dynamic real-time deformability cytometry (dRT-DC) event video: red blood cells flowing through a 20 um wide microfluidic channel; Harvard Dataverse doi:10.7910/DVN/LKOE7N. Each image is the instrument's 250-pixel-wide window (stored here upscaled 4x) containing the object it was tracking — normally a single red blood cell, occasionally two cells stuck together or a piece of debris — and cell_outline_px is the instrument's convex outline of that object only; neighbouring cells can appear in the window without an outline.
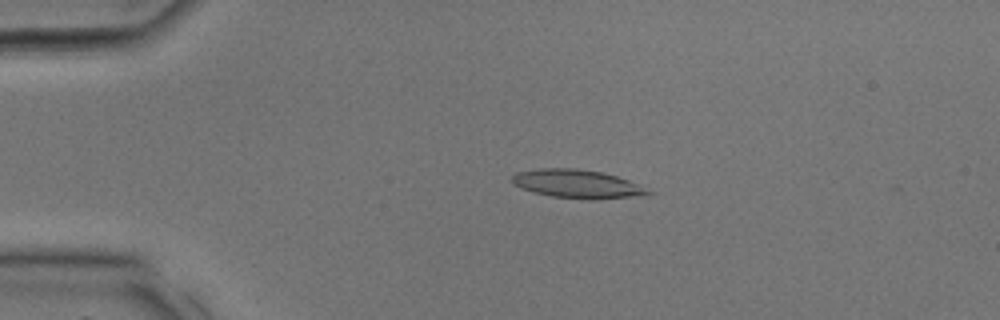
{"species": "common noctule bat (a hibernating species)", "species_latin": "Nyctalus noctula", "temperature_condition": "room temperature", "stored_images_in_passage": 6, "camera_frame_rate_fps": 3000, "um_per_image_px": 0.085, "animal": {"sex": "male", "body_mass_g": 17.9, "forearm_length_mm": 54.2}, "frame": {"image": 1, "passage_image": 1, "time_ms": 0.0, "image_size_px": [1000, 320], "cell_outline_px": [[652, 192], [644, 196], [552, 196], [532, 192], [520, 188], [512, 184], [512, 176], [516, 172], [540, 168], [576, 168], [600, 172], [616, 176], [628, 180]], "centroid_in_image_um": [48.92, 15.57], "position_along_channel_um": 36.1, "area_um2": 21.27}}
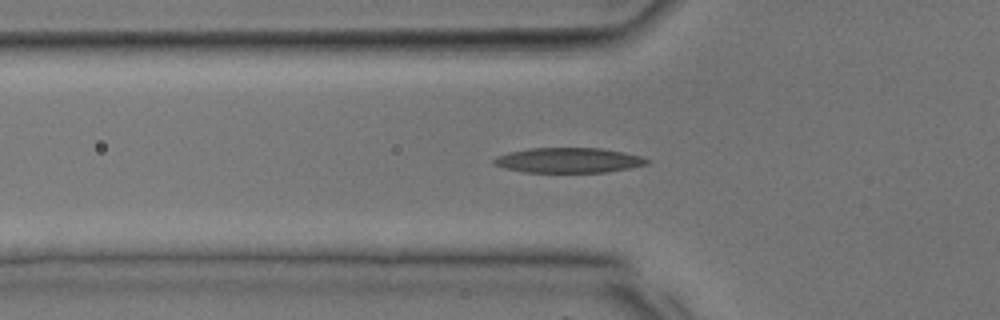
{"frame": {"image": 2, "passage_image": 5, "time_ms": 1.333, "image_size_px": [1000, 320], "cell_outline_px": [[652, 160], [648, 164], [628, 168], [604, 172], [524, 172], [504, 168], [492, 164], [492, 160], [496, 156], [508, 152], [528, 148], [600, 148], [624, 152], [644, 156]], "centroid_in_image_um": [48.32, 13.62], "position_along_channel_um": 77.5, "area_um2": 22.54}}